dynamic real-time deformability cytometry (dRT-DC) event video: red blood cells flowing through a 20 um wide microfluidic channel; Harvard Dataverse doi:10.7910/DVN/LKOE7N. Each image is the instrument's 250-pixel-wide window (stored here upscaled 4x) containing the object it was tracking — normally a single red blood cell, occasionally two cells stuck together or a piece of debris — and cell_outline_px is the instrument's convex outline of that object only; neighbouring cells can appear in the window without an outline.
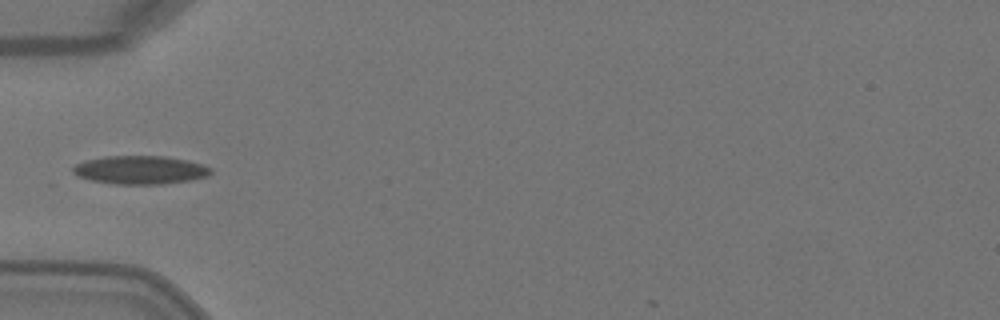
{"species": "Egyptian fruit bat (a non-hibernating species)", "species_latin": "Rousettus aegyptiacus", "temperature_condition": "warm", "stored_images_in_passage": 2, "camera_frame_rate_fps": 3000, "um_per_image_px": 0.085, "animal": {"sex": "female"}, "frame": {"image": 1, "passage_image": 2, "time_ms": 0.333, "image_size_px": [1000, 320], "cell_outline_px": [[212, 172], [208, 176], [192, 180], [164, 184], [112, 184], [92, 180], [76, 176], [72, 172], [72, 168], [76, 164], [84, 160], [104, 156], [164, 156], [188, 160], [212, 168]], "centroid_in_image_um": [11.91, 14.45], "position_along_channel_um": 73.1, "area_um2": 23.0}}